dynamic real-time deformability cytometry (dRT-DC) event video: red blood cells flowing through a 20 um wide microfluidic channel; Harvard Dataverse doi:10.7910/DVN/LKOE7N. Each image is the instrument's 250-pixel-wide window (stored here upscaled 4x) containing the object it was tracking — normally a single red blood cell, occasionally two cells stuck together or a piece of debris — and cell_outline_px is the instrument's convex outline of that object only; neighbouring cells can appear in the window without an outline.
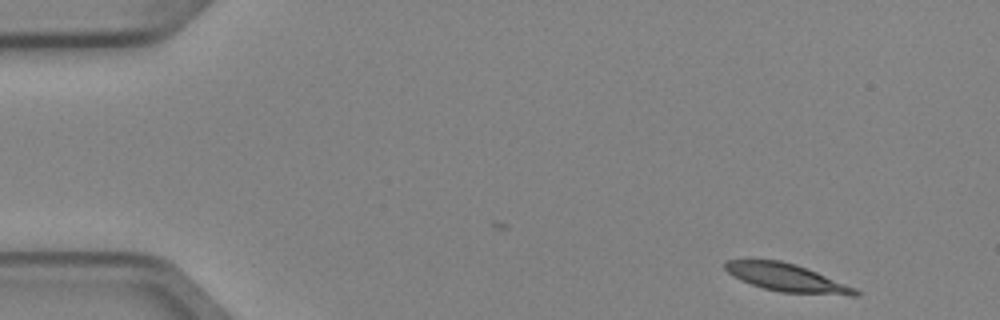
{"species": "Egyptian fruit bat (a non-hibernating species)", "species_latin": "Rousettus aegyptiacus", "temperature_condition": "cold", "stored_images_in_passage": 3, "camera_frame_rate_fps": 3000, "um_per_image_px": 0.085, "animal": {"sex": "female"}, "frame": {"image": 1, "passage_image": 1, "time_ms": 0.0, "image_size_px": [1000, 320], "cell_outline_px": [[860, 296], [852, 296], [780, 292], [764, 288], [740, 280], [728, 272], [724, 268], [724, 260], [780, 260], [796, 264], [856, 288], [860, 292]], "centroid_in_image_um": [66.89, 23.61], "position_along_channel_um": 18.1, "area_um2": 21.04}}
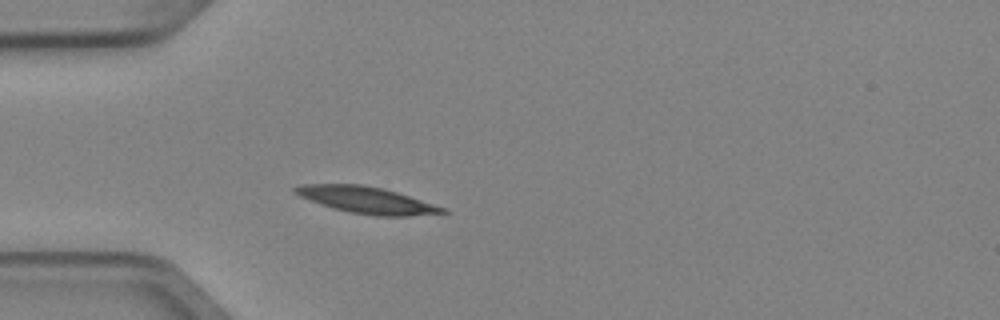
{"frame": {"image": 2, "passage_image": 3, "time_ms": 0.667, "image_size_px": [1000, 320], "cell_outline_px": [[448, 212], [408, 216], [376, 216], [348, 212], [332, 208], [320, 204], [300, 196], [292, 192], [292, 188], [300, 184], [364, 184], [384, 188], [444, 208]], "centroid_in_image_um": [31.08, 16.99], "position_along_channel_um": 53.9, "area_um2": 22.72}}